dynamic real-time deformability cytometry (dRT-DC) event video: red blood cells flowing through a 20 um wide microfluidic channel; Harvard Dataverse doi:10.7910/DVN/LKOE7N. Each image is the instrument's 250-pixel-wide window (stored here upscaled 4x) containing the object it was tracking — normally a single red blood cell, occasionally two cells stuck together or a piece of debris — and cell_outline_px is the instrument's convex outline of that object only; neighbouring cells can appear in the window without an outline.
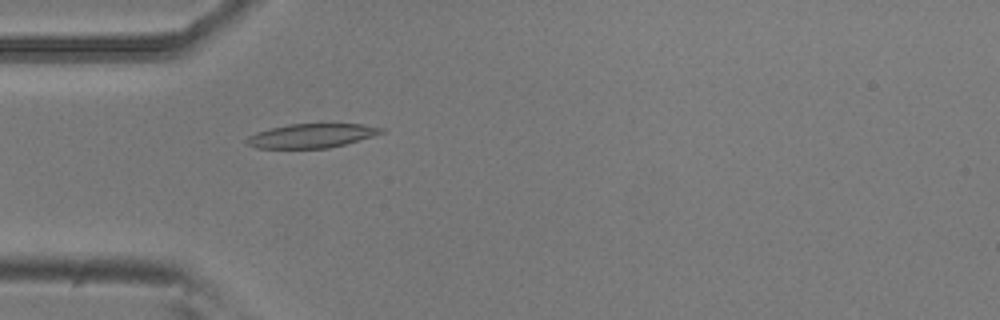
{"species": "common noctule bat (a hibernating species)", "species_latin": "Nyctalus noctula", "temperature_condition": "room temperature", "stored_images_in_passage": 52, "camera_frame_rate_fps": 3000, "um_per_image_px": 0.085, "animal": {"sex": "male", "body_mass_g": 20.5, "forearm_length_mm": 52.5}, "frame": {"image": 1, "passage_image": 15, "time_ms": 4.667, "image_size_px": [1000, 320], "cell_outline_px": [[384, 132], [372, 136], [344, 144], [328, 148], [256, 148], [248, 144], [244, 140], [248, 136], [256, 132], [268, 128], [288, 124], [360, 124], [384, 128]], "centroid_in_image_um": [26.42, 11.53], "position_along_channel_um": 58.6, "area_um2": 18.79}}
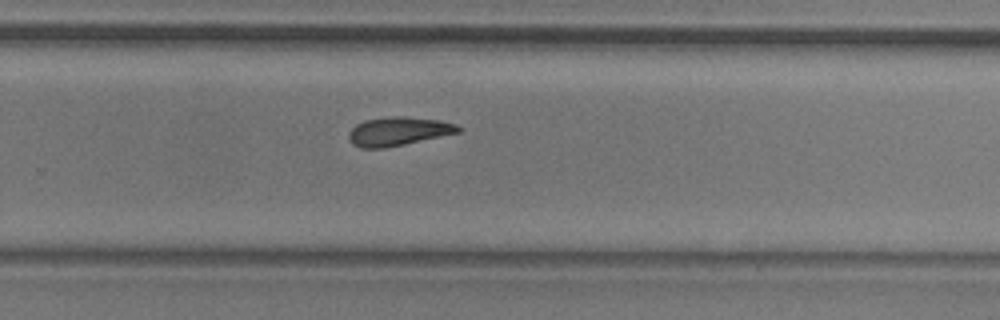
{"frame": {"image": 2, "passage_image": 34, "time_ms": 11.0, "image_size_px": [1000, 320], "cell_outline_px": [[460, 132], [404, 144], [384, 148], [360, 148], [352, 144], [348, 140], [348, 132], [356, 124], [364, 120], [388, 116], [404, 116], [440, 120], [456, 124], [460, 128]], "centroid_in_image_um": [33.81, 11.15], "position_along_channel_um": 296.0, "area_um2": 18.38}}
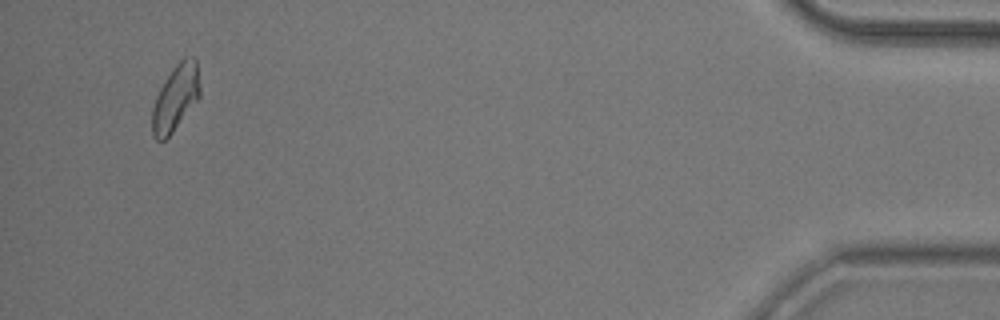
{"frame": {"image": 3, "passage_image": 50, "time_ms": 16.333, "image_size_px": [1000, 320], "cell_outline_px": [[200, 96], [172, 132], [164, 140], [156, 140], [152, 136], [152, 108], [156, 96], [160, 88], [172, 68], [184, 56], [192, 56], [196, 60], [200, 88]], "centroid_in_image_um": [14.91, 8.3], "position_along_channel_um": 420.3, "area_um2": 18.21}, "authors_computed_cell_mechanics": {"area_um2": 18.3804, "velocity_mm_per_s": 3.7878, "shape_relaxation_time_tau1_ms": 7.241, "shape_relaxation_time_tau2_ms": null, "deformation_change_tau1": 0.1664, "deformation_change_tau2": null}}